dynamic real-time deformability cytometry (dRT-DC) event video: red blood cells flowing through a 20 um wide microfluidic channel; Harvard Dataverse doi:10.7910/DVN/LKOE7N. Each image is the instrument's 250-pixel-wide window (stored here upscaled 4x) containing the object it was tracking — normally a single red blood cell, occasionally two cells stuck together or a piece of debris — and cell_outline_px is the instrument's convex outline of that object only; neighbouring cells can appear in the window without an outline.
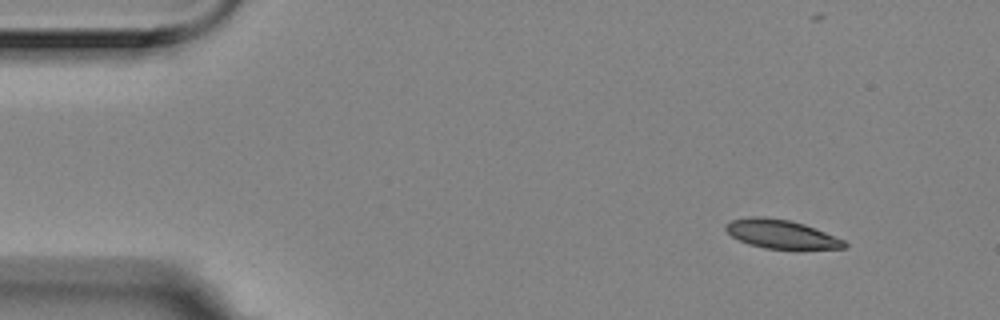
{"species": "Egyptian fruit bat (a non-hibernating species)", "species_latin": "Rousettus aegyptiacus", "temperature_condition": "room temperature", "stored_images_in_passage": 4, "camera_frame_rate_fps": 3000, "um_per_image_px": 0.085, "animal": {"sex": "female"}, "frame": {"image": 1, "passage_image": 1, "time_ms": 0.0, "image_size_px": [1000, 320], "cell_outline_px": [[848, 248], [764, 248], [748, 244], [732, 236], [724, 228], [724, 224], [732, 220], [748, 216], [764, 216], [792, 220], [816, 228], [844, 240], [848, 244]], "centroid_in_image_um": [66.38, 19.87], "position_along_channel_um": 18.6, "area_um2": 19.83}}